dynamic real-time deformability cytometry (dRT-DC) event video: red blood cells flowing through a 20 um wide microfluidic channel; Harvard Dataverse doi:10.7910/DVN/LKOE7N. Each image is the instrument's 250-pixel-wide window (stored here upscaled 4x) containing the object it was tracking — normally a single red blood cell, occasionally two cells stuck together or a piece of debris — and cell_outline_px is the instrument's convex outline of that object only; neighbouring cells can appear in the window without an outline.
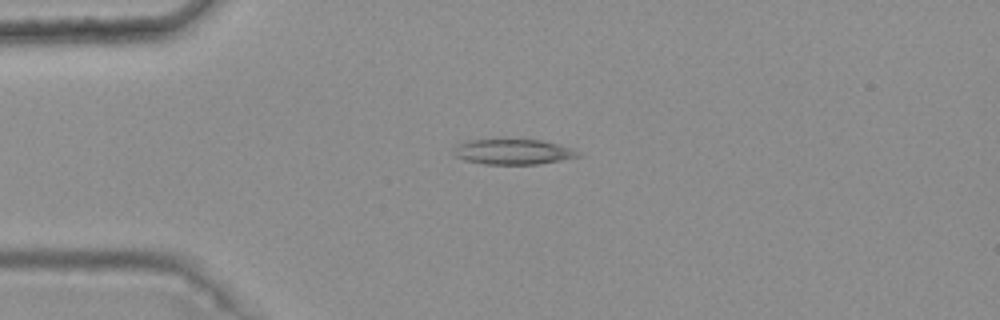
{"species": "common noctule bat (a hibernating species)", "species_latin": "Nyctalus noctula", "temperature_condition": "warm", "stored_images_in_passage": 6, "camera_frame_rate_fps": 3000, "um_per_image_px": 0.085, "animal": {"sex": "female", "body_mass_g": 25.1}, "frame": {"image": 1, "passage_image": 4, "time_ms": 1.0, "image_size_px": [1000, 320], "cell_outline_px": [[580, 156], [560, 160], [536, 164], [484, 164], [464, 160], [456, 156], [452, 152], [456, 144], [468, 140], [504, 136], [540, 140], [572, 148]], "centroid_in_image_um": [43.5, 12.84], "position_along_channel_um": 41.5, "area_um2": 19.07}}
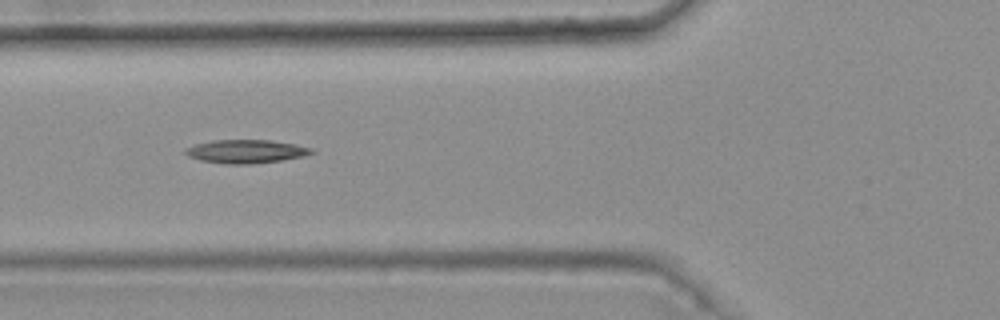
{"frame": {"image": 2, "passage_image": 6, "time_ms": 1.667, "image_size_px": [1000, 320], "cell_outline_px": [[316, 152], [304, 156], [280, 160], [252, 164], [228, 164], [200, 160], [188, 156], [184, 152], [184, 148], [196, 144], [212, 140], [272, 140], [296, 144], [312, 148]], "centroid_in_image_um": [20.91, 12.86], "position_along_channel_um": 104.9, "area_um2": 17.28}}